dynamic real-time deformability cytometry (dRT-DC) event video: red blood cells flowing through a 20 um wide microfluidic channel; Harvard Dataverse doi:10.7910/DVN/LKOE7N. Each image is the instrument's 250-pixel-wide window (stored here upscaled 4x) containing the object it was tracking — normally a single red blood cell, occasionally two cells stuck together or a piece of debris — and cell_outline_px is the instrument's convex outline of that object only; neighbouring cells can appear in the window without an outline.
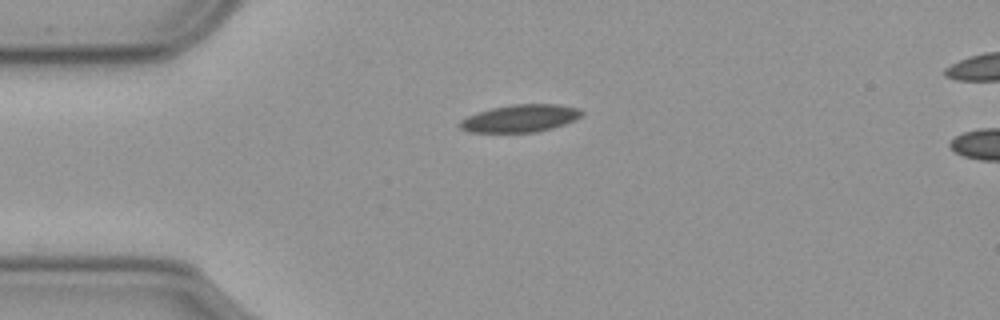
{"species": "common noctule bat (a hibernating species)", "species_latin": "Nyctalus noctula", "temperature_condition": "cold", "stored_images_in_passage": 19, "camera_frame_rate_fps": 3000, "um_per_image_px": 0.085, "animal": {"sex": "male", "body_mass_g": 23.1, "forearm_length_mm": 52.7}, "frame": {"image": 1, "passage_image": 1, "time_ms": 0.0, "image_size_px": [1000, 320], "cell_outline_px": [[584, 112], [580, 116], [564, 124], [552, 128], [536, 132], [468, 132], [460, 128], [460, 120], [468, 116], [492, 108], [512, 104], [556, 104], [580, 108]], "centroid_in_image_um": [44.23, 10.05], "position_along_channel_um": 40.8, "area_um2": 19.31}}
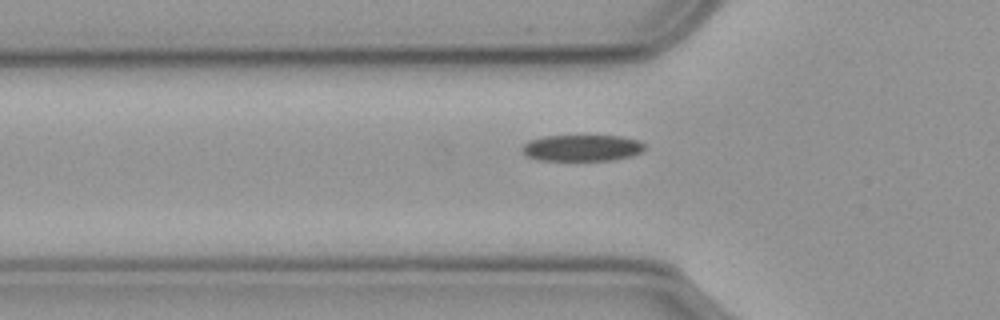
{"frame": {"image": 2, "passage_image": 6, "time_ms": 1.667, "image_size_px": [1000, 320], "cell_outline_px": [[644, 148], [640, 152], [632, 156], [612, 160], [540, 160], [528, 156], [524, 152], [524, 144], [528, 140], [544, 136], [620, 136], [636, 140], [644, 144]], "centroid_in_image_um": [49.47, 12.57], "position_along_channel_um": 76.3, "area_um2": 18.55}}
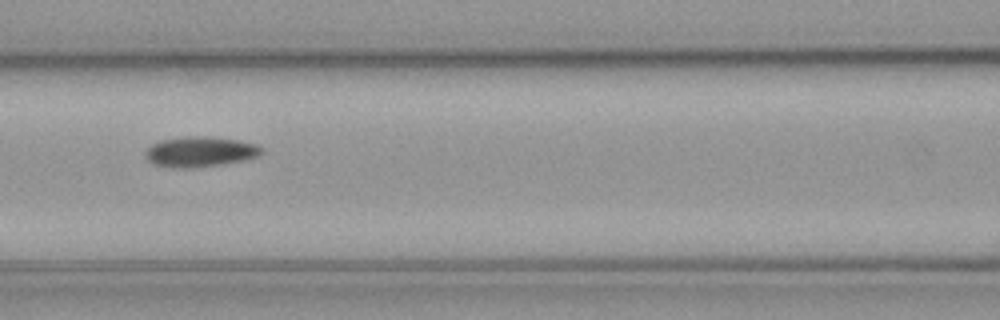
{"frame": {"image": 3, "passage_image": 12, "time_ms": 3.667, "image_size_px": [1000, 320], "cell_outline_px": [[264, 152], [260, 156], [244, 160], [220, 164], [192, 168], [180, 168], [152, 164], [148, 160], [148, 148], [152, 144], [160, 140], [196, 136], [236, 140], [256, 144], [264, 148]], "centroid_in_image_um": [17.07, 12.91], "position_along_channel_um": 149.5, "area_um2": 20.06}}